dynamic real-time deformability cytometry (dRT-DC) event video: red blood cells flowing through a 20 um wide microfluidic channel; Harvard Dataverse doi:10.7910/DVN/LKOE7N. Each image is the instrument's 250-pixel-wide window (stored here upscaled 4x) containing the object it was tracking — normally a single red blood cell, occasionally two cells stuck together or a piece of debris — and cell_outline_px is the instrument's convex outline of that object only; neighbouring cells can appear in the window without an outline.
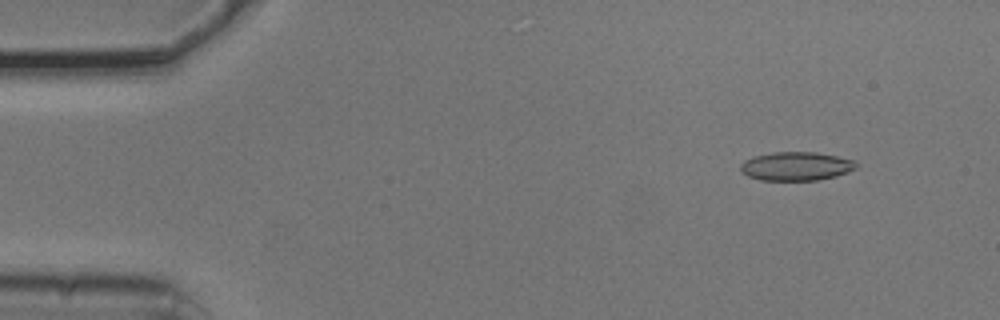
{"species": "common noctule bat (a hibernating species)", "species_latin": "Nyctalus noctula", "temperature_condition": "cold", "stored_images_in_passage": 4, "camera_frame_rate_fps": 3000, "um_per_image_px": 0.085, "animal": {"sex": "male", "body_mass_g": 20.5, "forearm_length_mm": 52.5}, "frame": {"image": 1, "passage_image": 2, "time_ms": 0.333, "image_size_px": [1000, 320], "cell_outline_px": [[856, 168], [848, 172], [836, 176], [816, 180], [760, 180], [748, 176], [740, 172], [740, 164], [744, 160], [752, 156], [772, 152], [816, 152], [856, 160]], "centroid_in_image_um": [67.64, 14.12], "position_along_channel_um": 17.4, "area_um2": 19.48}}